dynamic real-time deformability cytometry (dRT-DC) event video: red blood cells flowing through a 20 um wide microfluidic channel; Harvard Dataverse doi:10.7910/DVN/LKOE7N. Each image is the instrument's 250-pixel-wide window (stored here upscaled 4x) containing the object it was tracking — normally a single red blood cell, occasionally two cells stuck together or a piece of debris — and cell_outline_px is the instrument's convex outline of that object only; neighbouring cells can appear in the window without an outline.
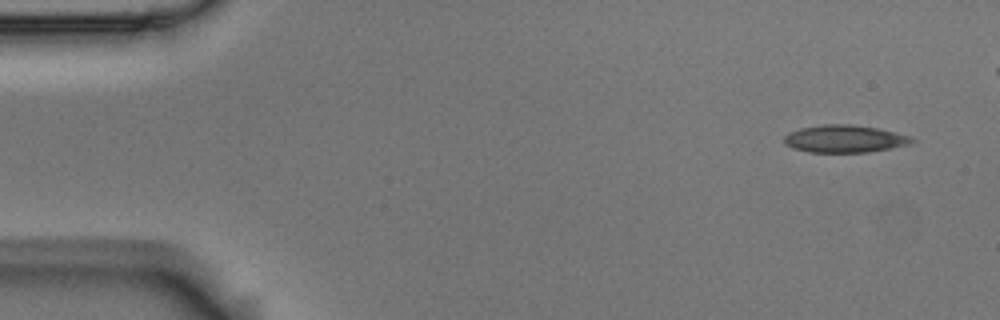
{"species": "Egyptian fruit bat (a non-hibernating species)", "species_latin": "Rousettus aegyptiacus", "temperature_condition": "room temperature", "stored_images_in_passage": 7, "camera_frame_rate_fps": 3000, "um_per_image_px": 0.085, "animal": {"sex": "male"}, "frame": {"image": 1, "passage_image": 1, "time_ms": 0.0, "image_size_px": [1000, 320], "cell_outline_px": [[916, 140], [908, 144], [892, 148], [868, 152], [808, 152], [784, 144], [784, 136], [788, 132], [800, 128], [824, 124], [852, 124], [880, 128], [912, 136]], "centroid_in_image_um": [71.82, 11.79], "position_along_channel_um": 13.2, "area_um2": 20.58}}
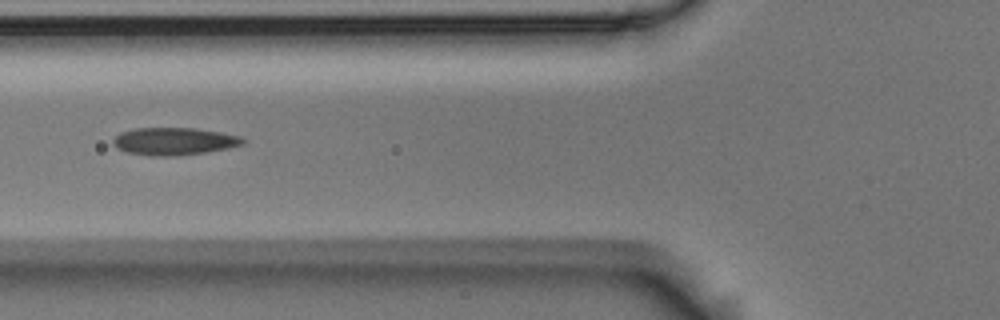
{"frame": {"image": 2, "passage_image": 6, "time_ms": 1.667, "image_size_px": [1000, 320], "cell_outline_px": [[248, 140], [244, 144], [228, 148], [204, 152], [176, 156], [152, 156], [124, 152], [116, 148], [112, 144], [112, 140], [120, 132], [132, 128], [196, 128], [220, 132], [240, 136]], "centroid_in_image_um": [14.77, 12.01], "position_along_channel_um": 111.0, "area_um2": 21.04}}
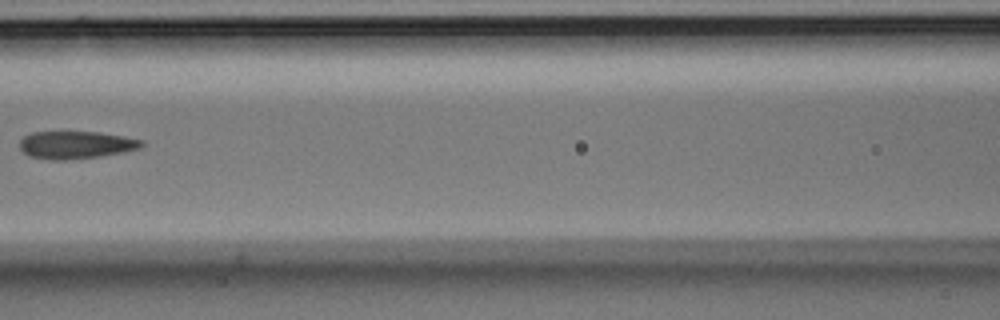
{"frame": {"image": 3, "passage_image": 7, "time_ms": 2.0, "image_size_px": [1000, 320], "cell_outline_px": [[144, 144], [140, 148], [124, 152], [100, 156], [64, 160], [52, 160], [28, 156], [20, 148], [20, 140], [24, 136], [32, 132], [100, 132], [124, 136], [144, 140]], "centroid_in_image_um": [6.47, 12.31], "position_along_channel_um": 160.1, "area_um2": 19.65}}